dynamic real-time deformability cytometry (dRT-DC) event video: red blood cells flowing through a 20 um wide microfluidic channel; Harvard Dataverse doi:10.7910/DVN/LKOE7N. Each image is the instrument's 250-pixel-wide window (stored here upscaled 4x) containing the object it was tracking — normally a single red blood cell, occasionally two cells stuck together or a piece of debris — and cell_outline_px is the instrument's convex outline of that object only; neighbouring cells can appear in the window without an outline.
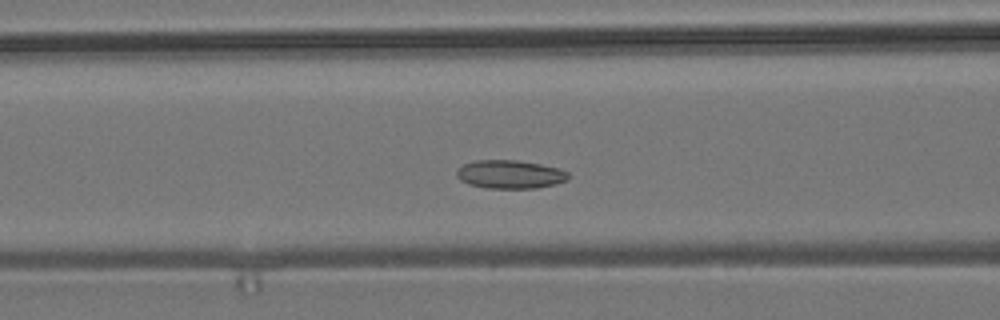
{"species": "common noctule bat (a hibernating species)", "species_latin": "Nyctalus noctula", "temperature_condition": "room temperature", "stored_images_in_passage": 52, "camera_frame_rate_fps": 3000, "um_per_image_px": 0.085, "animal": {"sex": "male", "body_mass_g": 19.2, "forearm_length_mm": 51.8}, "frame": {"image": 1, "passage_image": 18, "time_ms": 5.667, "image_size_px": [1000, 320], "cell_outline_px": [[568, 180], [556, 184], [536, 188], [484, 188], [468, 184], [460, 180], [456, 176], [456, 168], [464, 164], [476, 160], [516, 160], [540, 164], [560, 168], [568, 172]], "centroid_in_image_um": [43.33, 14.82], "position_along_channel_um": 123.3, "area_um2": 18.67}}
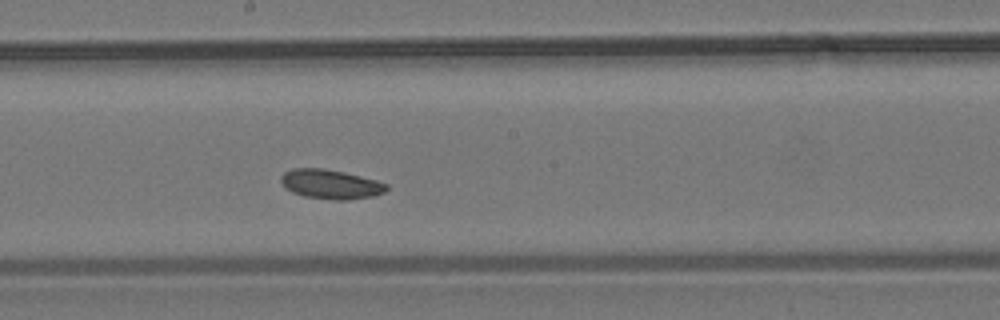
{"frame": {"image": 2, "passage_image": 26, "time_ms": 8.333, "image_size_px": [1000, 320], "cell_outline_px": [[388, 188], [384, 192], [372, 196], [348, 200], [332, 200], [304, 196], [292, 192], [280, 180], [280, 176], [284, 172], [292, 168], [324, 168], [344, 172], [376, 180], [388, 184]], "centroid_in_image_um": [28.11, 15.65], "position_along_channel_um": 220.1, "area_um2": 18.03}}
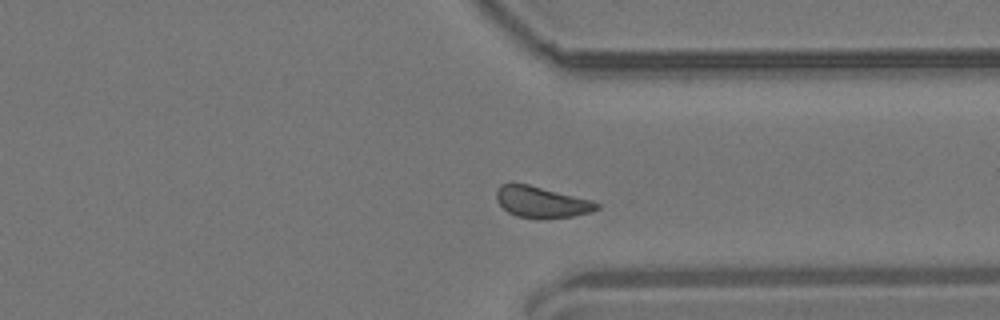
{"frame": {"image": 3, "passage_image": 38, "time_ms": 12.333, "image_size_px": [1000, 320], "cell_outline_px": [[600, 208], [588, 212], [572, 216], [516, 216], [508, 212], [496, 200], [496, 188], [500, 184], [528, 184], [592, 200], [600, 204]], "centroid_in_image_um": [46.01, 17.13], "position_along_channel_um": 365.4, "area_um2": 17.51}}